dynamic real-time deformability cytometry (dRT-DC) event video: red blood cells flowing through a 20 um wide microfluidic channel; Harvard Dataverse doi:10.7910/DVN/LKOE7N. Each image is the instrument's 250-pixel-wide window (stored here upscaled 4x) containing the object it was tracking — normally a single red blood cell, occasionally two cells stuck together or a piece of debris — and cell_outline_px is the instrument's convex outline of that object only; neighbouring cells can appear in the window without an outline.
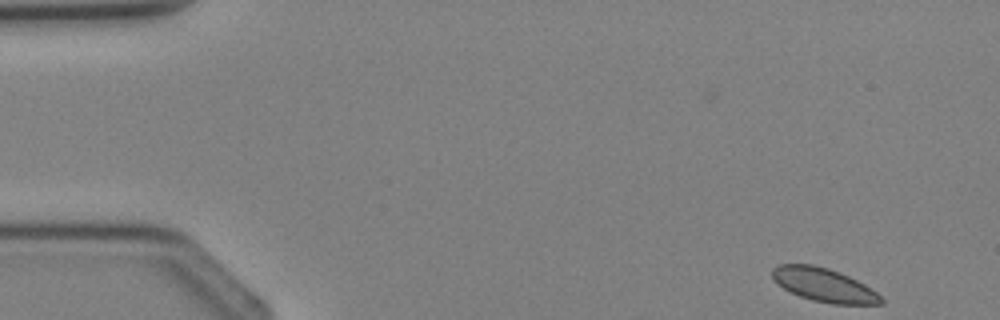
{"species": "Egyptian fruit bat (a non-hibernating species)", "species_latin": "Rousettus aegyptiacus", "temperature_condition": "cold", "stored_images_in_passage": 3, "camera_frame_rate_fps": 3000, "um_per_image_px": 0.085, "animal": {"sex": "female"}, "frame": {"image": 1, "passage_image": 1, "time_ms": 0.0, "image_size_px": [1000, 320], "cell_outline_px": [[884, 304], [832, 304], [812, 300], [800, 296], [776, 284], [772, 276], [772, 268], [780, 264], [812, 264], [828, 268], [840, 272], [864, 284], [876, 292], [884, 300]], "centroid_in_image_um": [70.02, 24.22], "position_along_channel_um": 15.0, "area_um2": 21.21}}
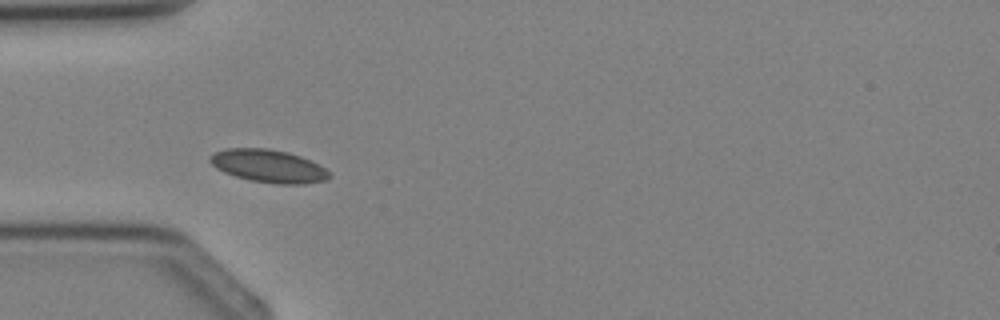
{"frame": {"image": 2, "passage_image": 3, "time_ms": 3.0, "image_size_px": [1000, 320], "cell_outline_px": [[332, 176], [328, 180], [304, 184], [276, 184], [252, 180], [236, 176], [224, 172], [216, 168], [208, 160], [216, 152], [224, 148], [268, 148], [288, 152], [300, 156], [324, 168]], "centroid_in_image_um": [22.83, 14.11], "position_along_channel_um": 62.2, "area_um2": 22.66}}